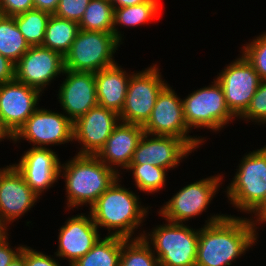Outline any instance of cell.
Returning a JSON list of instances; mask_svg holds the SVG:
<instances>
[{
    "mask_svg": "<svg viewBox=\"0 0 266 266\" xmlns=\"http://www.w3.org/2000/svg\"><path fill=\"white\" fill-rule=\"evenodd\" d=\"M34 9L33 0H0V14L16 16Z\"/></svg>",
    "mask_w": 266,
    "mask_h": 266,
    "instance_id": "cell-34",
    "label": "cell"
},
{
    "mask_svg": "<svg viewBox=\"0 0 266 266\" xmlns=\"http://www.w3.org/2000/svg\"><path fill=\"white\" fill-rule=\"evenodd\" d=\"M8 138V139H12L13 140V135L11 134V132L5 127V125L3 124L1 118H0V141H2L3 139Z\"/></svg>",
    "mask_w": 266,
    "mask_h": 266,
    "instance_id": "cell-42",
    "label": "cell"
},
{
    "mask_svg": "<svg viewBox=\"0 0 266 266\" xmlns=\"http://www.w3.org/2000/svg\"><path fill=\"white\" fill-rule=\"evenodd\" d=\"M142 233L134 239H127L122 244V251L118 266H160L159 260L153 252V248Z\"/></svg>",
    "mask_w": 266,
    "mask_h": 266,
    "instance_id": "cell-28",
    "label": "cell"
},
{
    "mask_svg": "<svg viewBox=\"0 0 266 266\" xmlns=\"http://www.w3.org/2000/svg\"><path fill=\"white\" fill-rule=\"evenodd\" d=\"M157 65L132 73L120 121L144 126L149 120L158 94L168 84L161 79Z\"/></svg>",
    "mask_w": 266,
    "mask_h": 266,
    "instance_id": "cell-8",
    "label": "cell"
},
{
    "mask_svg": "<svg viewBox=\"0 0 266 266\" xmlns=\"http://www.w3.org/2000/svg\"><path fill=\"white\" fill-rule=\"evenodd\" d=\"M256 216V221L254 225L256 226L257 222L258 224L266 222V197L263 200V202L252 212Z\"/></svg>",
    "mask_w": 266,
    "mask_h": 266,
    "instance_id": "cell-39",
    "label": "cell"
},
{
    "mask_svg": "<svg viewBox=\"0 0 266 266\" xmlns=\"http://www.w3.org/2000/svg\"><path fill=\"white\" fill-rule=\"evenodd\" d=\"M29 48L15 19L0 14V54L16 64Z\"/></svg>",
    "mask_w": 266,
    "mask_h": 266,
    "instance_id": "cell-26",
    "label": "cell"
},
{
    "mask_svg": "<svg viewBox=\"0 0 266 266\" xmlns=\"http://www.w3.org/2000/svg\"><path fill=\"white\" fill-rule=\"evenodd\" d=\"M21 138L32 142L35 148L72 142L73 122L64 113L38 108L13 136V141Z\"/></svg>",
    "mask_w": 266,
    "mask_h": 266,
    "instance_id": "cell-12",
    "label": "cell"
},
{
    "mask_svg": "<svg viewBox=\"0 0 266 266\" xmlns=\"http://www.w3.org/2000/svg\"><path fill=\"white\" fill-rule=\"evenodd\" d=\"M34 9L45 11L53 15L58 7L59 0H33Z\"/></svg>",
    "mask_w": 266,
    "mask_h": 266,
    "instance_id": "cell-38",
    "label": "cell"
},
{
    "mask_svg": "<svg viewBox=\"0 0 266 266\" xmlns=\"http://www.w3.org/2000/svg\"><path fill=\"white\" fill-rule=\"evenodd\" d=\"M126 240L114 235L99 238L92 249L71 266H118L122 244Z\"/></svg>",
    "mask_w": 266,
    "mask_h": 266,
    "instance_id": "cell-24",
    "label": "cell"
},
{
    "mask_svg": "<svg viewBox=\"0 0 266 266\" xmlns=\"http://www.w3.org/2000/svg\"><path fill=\"white\" fill-rule=\"evenodd\" d=\"M144 133L130 164H151L166 170L177 167L194 149L181 138ZM190 152V153H189Z\"/></svg>",
    "mask_w": 266,
    "mask_h": 266,
    "instance_id": "cell-17",
    "label": "cell"
},
{
    "mask_svg": "<svg viewBox=\"0 0 266 266\" xmlns=\"http://www.w3.org/2000/svg\"><path fill=\"white\" fill-rule=\"evenodd\" d=\"M119 114L97 105L73 123V140L82 145L78 154L96 155L119 124Z\"/></svg>",
    "mask_w": 266,
    "mask_h": 266,
    "instance_id": "cell-15",
    "label": "cell"
},
{
    "mask_svg": "<svg viewBox=\"0 0 266 266\" xmlns=\"http://www.w3.org/2000/svg\"><path fill=\"white\" fill-rule=\"evenodd\" d=\"M90 0H59L55 16L80 22Z\"/></svg>",
    "mask_w": 266,
    "mask_h": 266,
    "instance_id": "cell-33",
    "label": "cell"
},
{
    "mask_svg": "<svg viewBox=\"0 0 266 266\" xmlns=\"http://www.w3.org/2000/svg\"><path fill=\"white\" fill-rule=\"evenodd\" d=\"M79 29L113 33L114 7L110 0H90Z\"/></svg>",
    "mask_w": 266,
    "mask_h": 266,
    "instance_id": "cell-27",
    "label": "cell"
},
{
    "mask_svg": "<svg viewBox=\"0 0 266 266\" xmlns=\"http://www.w3.org/2000/svg\"><path fill=\"white\" fill-rule=\"evenodd\" d=\"M143 134V126L119 121L96 156L119 174L118 168L117 170L115 168L116 165L122 169L130 165L133 153Z\"/></svg>",
    "mask_w": 266,
    "mask_h": 266,
    "instance_id": "cell-21",
    "label": "cell"
},
{
    "mask_svg": "<svg viewBox=\"0 0 266 266\" xmlns=\"http://www.w3.org/2000/svg\"><path fill=\"white\" fill-rule=\"evenodd\" d=\"M63 169V170H61ZM65 178L68 208L91 207L111 184L120 177L114 169L100 161L96 155L77 154L67 163H60L59 174Z\"/></svg>",
    "mask_w": 266,
    "mask_h": 266,
    "instance_id": "cell-2",
    "label": "cell"
},
{
    "mask_svg": "<svg viewBox=\"0 0 266 266\" xmlns=\"http://www.w3.org/2000/svg\"><path fill=\"white\" fill-rule=\"evenodd\" d=\"M39 197L13 164L0 171V216L7 224L31 210Z\"/></svg>",
    "mask_w": 266,
    "mask_h": 266,
    "instance_id": "cell-18",
    "label": "cell"
},
{
    "mask_svg": "<svg viewBox=\"0 0 266 266\" xmlns=\"http://www.w3.org/2000/svg\"><path fill=\"white\" fill-rule=\"evenodd\" d=\"M62 74L66 78L59 88L57 99L66 116L74 123L98 105L95 73L64 69Z\"/></svg>",
    "mask_w": 266,
    "mask_h": 266,
    "instance_id": "cell-16",
    "label": "cell"
},
{
    "mask_svg": "<svg viewBox=\"0 0 266 266\" xmlns=\"http://www.w3.org/2000/svg\"><path fill=\"white\" fill-rule=\"evenodd\" d=\"M149 135L174 136L185 140L193 149L199 148L204 138L191 137L183 114L182 99L169 84L158 94L151 116L143 126Z\"/></svg>",
    "mask_w": 266,
    "mask_h": 266,
    "instance_id": "cell-9",
    "label": "cell"
},
{
    "mask_svg": "<svg viewBox=\"0 0 266 266\" xmlns=\"http://www.w3.org/2000/svg\"><path fill=\"white\" fill-rule=\"evenodd\" d=\"M114 9L122 8V7H129L134 5H139L147 0H110Z\"/></svg>",
    "mask_w": 266,
    "mask_h": 266,
    "instance_id": "cell-40",
    "label": "cell"
},
{
    "mask_svg": "<svg viewBox=\"0 0 266 266\" xmlns=\"http://www.w3.org/2000/svg\"><path fill=\"white\" fill-rule=\"evenodd\" d=\"M220 174L184 186L158 212L165 220L183 223L205 211L221 182Z\"/></svg>",
    "mask_w": 266,
    "mask_h": 266,
    "instance_id": "cell-11",
    "label": "cell"
},
{
    "mask_svg": "<svg viewBox=\"0 0 266 266\" xmlns=\"http://www.w3.org/2000/svg\"><path fill=\"white\" fill-rule=\"evenodd\" d=\"M15 80V64L0 54V84Z\"/></svg>",
    "mask_w": 266,
    "mask_h": 266,
    "instance_id": "cell-37",
    "label": "cell"
},
{
    "mask_svg": "<svg viewBox=\"0 0 266 266\" xmlns=\"http://www.w3.org/2000/svg\"><path fill=\"white\" fill-rule=\"evenodd\" d=\"M25 266H60L50 255L37 252L31 247H25Z\"/></svg>",
    "mask_w": 266,
    "mask_h": 266,
    "instance_id": "cell-35",
    "label": "cell"
},
{
    "mask_svg": "<svg viewBox=\"0 0 266 266\" xmlns=\"http://www.w3.org/2000/svg\"><path fill=\"white\" fill-rule=\"evenodd\" d=\"M242 55L253 66L261 81H266V32L242 48Z\"/></svg>",
    "mask_w": 266,
    "mask_h": 266,
    "instance_id": "cell-31",
    "label": "cell"
},
{
    "mask_svg": "<svg viewBox=\"0 0 266 266\" xmlns=\"http://www.w3.org/2000/svg\"><path fill=\"white\" fill-rule=\"evenodd\" d=\"M266 123V81H261L246 111L239 117Z\"/></svg>",
    "mask_w": 266,
    "mask_h": 266,
    "instance_id": "cell-32",
    "label": "cell"
},
{
    "mask_svg": "<svg viewBox=\"0 0 266 266\" xmlns=\"http://www.w3.org/2000/svg\"><path fill=\"white\" fill-rule=\"evenodd\" d=\"M78 22L50 16L42 46L60 53L63 57L69 52L79 31Z\"/></svg>",
    "mask_w": 266,
    "mask_h": 266,
    "instance_id": "cell-23",
    "label": "cell"
},
{
    "mask_svg": "<svg viewBox=\"0 0 266 266\" xmlns=\"http://www.w3.org/2000/svg\"><path fill=\"white\" fill-rule=\"evenodd\" d=\"M136 187L142 192L155 193L165 186L167 170L151 164H130Z\"/></svg>",
    "mask_w": 266,
    "mask_h": 266,
    "instance_id": "cell-30",
    "label": "cell"
},
{
    "mask_svg": "<svg viewBox=\"0 0 266 266\" xmlns=\"http://www.w3.org/2000/svg\"><path fill=\"white\" fill-rule=\"evenodd\" d=\"M120 44L113 33L80 29L64 56V67L70 71L93 73L111 67L117 64L113 54Z\"/></svg>",
    "mask_w": 266,
    "mask_h": 266,
    "instance_id": "cell-6",
    "label": "cell"
},
{
    "mask_svg": "<svg viewBox=\"0 0 266 266\" xmlns=\"http://www.w3.org/2000/svg\"><path fill=\"white\" fill-rule=\"evenodd\" d=\"M209 86L188 94L182 100L184 119L189 129L206 127L218 131L235 118L226 104L219 82L215 79L214 84Z\"/></svg>",
    "mask_w": 266,
    "mask_h": 266,
    "instance_id": "cell-7",
    "label": "cell"
},
{
    "mask_svg": "<svg viewBox=\"0 0 266 266\" xmlns=\"http://www.w3.org/2000/svg\"><path fill=\"white\" fill-rule=\"evenodd\" d=\"M151 233L143 235V239L157 252L160 266H195L199 229L168 221L156 226Z\"/></svg>",
    "mask_w": 266,
    "mask_h": 266,
    "instance_id": "cell-4",
    "label": "cell"
},
{
    "mask_svg": "<svg viewBox=\"0 0 266 266\" xmlns=\"http://www.w3.org/2000/svg\"><path fill=\"white\" fill-rule=\"evenodd\" d=\"M8 266H25V247L21 252L12 260V262Z\"/></svg>",
    "mask_w": 266,
    "mask_h": 266,
    "instance_id": "cell-41",
    "label": "cell"
},
{
    "mask_svg": "<svg viewBox=\"0 0 266 266\" xmlns=\"http://www.w3.org/2000/svg\"><path fill=\"white\" fill-rule=\"evenodd\" d=\"M15 168L23 175L26 183L38 195L49 189L59 179L60 160L49 148H35L24 152Z\"/></svg>",
    "mask_w": 266,
    "mask_h": 266,
    "instance_id": "cell-20",
    "label": "cell"
},
{
    "mask_svg": "<svg viewBox=\"0 0 266 266\" xmlns=\"http://www.w3.org/2000/svg\"><path fill=\"white\" fill-rule=\"evenodd\" d=\"M64 69L60 53L43 46H30L15 64V80L42 92Z\"/></svg>",
    "mask_w": 266,
    "mask_h": 266,
    "instance_id": "cell-13",
    "label": "cell"
},
{
    "mask_svg": "<svg viewBox=\"0 0 266 266\" xmlns=\"http://www.w3.org/2000/svg\"><path fill=\"white\" fill-rule=\"evenodd\" d=\"M216 80L222 87L228 108L237 118L246 111L261 82L243 55L227 65Z\"/></svg>",
    "mask_w": 266,
    "mask_h": 266,
    "instance_id": "cell-10",
    "label": "cell"
},
{
    "mask_svg": "<svg viewBox=\"0 0 266 266\" xmlns=\"http://www.w3.org/2000/svg\"><path fill=\"white\" fill-rule=\"evenodd\" d=\"M226 189L230 204L248 214L263 202L266 197V146L243 157Z\"/></svg>",
    "mask_w": 266,
    "mask_h": 266,
    "instance_id": "cell-5",
    "label": "cell"
},
{
    "mask_svg": "<svg viewBox=\"0 0 266 266\" xmlns=\"http://www.w3.org/2000/svg\"><path fill=\"white\" fill-rule=\"evenodd\" d=\"M159 12V0H147L146 2L139 5L114 9V36L121 42L122 35L120 31H118V24L120 26L122 25L126 27H136L152 20L158 14H160Z\"/></svg>",
    "mask_w": 266,
    "mask_h": 266,
    "instance_id": "cell-25",
    "label": "cell"
},
{
    "mask_svg": "<svg viewBox=\"0 0 266 266\" xmlns=\"http://www.w3.org/2000/svg\"><path fill=\"white\" fill-rule=\"evenodd\" d=\"M254 221L227 214L211 216L199 230L195 266H230L255 244Z\"/></svg>",
    "mask_w": 266,
    "mask_h": 266,
    "instance_id": "cell-1",
    "label": "cell"
},
{
    "mask_svg": "<svg viewBox=\"0 0 266 266\" xmlns=\"http://www.w3.org/2000/svg\"><path fill=\"white\" fill-rule=\"evenodd\" d=\"M50 16L45 11L32 9L13 18L29 46H42Z\"/></svg>",
    "mask_w": 266,
    "mask_h": 266,
    "instance_id": "cell-29",
    "label": "cell"
},
{
    "mask_svg": "<svg viewBox=\"0 0 266 266\" xmlns=\"http://www.w3.org/2000/svg\"><path fill=\"white\" fill-rule=\"evenodd\" d=\"M118 181L119 178L89 208L90 214L97 227L115 231L109 235L132 239L134 229L142 224L148 211L141 206L139 196L120 186Z\"/></svg>",
    "mask_w": 266,
    "mask_h": 266,
    "instance_id": "cell-3",
    "label": "cell"
},
{
    "mask_svg": "<svg viewBox=\"0 0 266 266\" xmlns=\"http://www.w3.org/2000/svg\"><path fill=\"white\" fill-rule=\"evenodd\" d=\"M8 224L0 216V242L5 240L8 237Z\"/></svg>",
    "mask_w": 266,
    "mask_h": 266,
    "instance_id": "cell-43",
    "label": "cell"
},
{
    "mask_svg": "<svg viewBox=\"0 0 266 266\" xmlns=\"http://www.w3.org/2000/svg\"><path fill=\"white\" fill-rule=\"evenodd\" d=\"M41 92L16 80L0 84V118L14 136L38 109Z\"/></svg>",
    "mask_w": 266,
    "mask_h": 266,
    "instance_id": "cell-14",
    "label": "cell"
},
{
    "mask_svg": "<svg viewBox=\"0 0 266 266\" xmlns=\"http://www.w3.org/2000/svg\"><path fill=\"white\" fill-rule=\"evenodd\" d=\"M118 64L95 72L98 105L120 114L131 75Z\"/></svg>",
    "mask_w": 266,
    "mask_h": 266,
    "instance_id": "cell-22",
    "label": "cell"
},
{
    "mask_svg": "<svg viewBox=\"0 0 266 266\" xmlns=\"http://www.w3.org/2000/svg\"><path fill=\"white\" fill-rule=\"evenodd\" d=\"M59 230L58 251L55 256L69 260L70 266L90 251L100 238L92 216L83 214L68 218Z\"/></svg>",
    "mask_w": 266,
    "mask_h": 266,
    "instance_id": "cell-19",
    "label": "cell"
},
{
    "mask_svg": "<svg viewBox=\"0 0 266 266\" xmlns=\"http://www.w3.org/2000/svg\"><path fill=\"white\" fill-rule=\"evenodd\" d=\"M7 239L8 237L0 242V266H8L23 248V245H19L15 250H12Z\"/></svg>",
    "mask_w": 266,
    "mask_h": 266,
    "instance_id": "cell-36",
    "label": "cell"
}]
</instances>
